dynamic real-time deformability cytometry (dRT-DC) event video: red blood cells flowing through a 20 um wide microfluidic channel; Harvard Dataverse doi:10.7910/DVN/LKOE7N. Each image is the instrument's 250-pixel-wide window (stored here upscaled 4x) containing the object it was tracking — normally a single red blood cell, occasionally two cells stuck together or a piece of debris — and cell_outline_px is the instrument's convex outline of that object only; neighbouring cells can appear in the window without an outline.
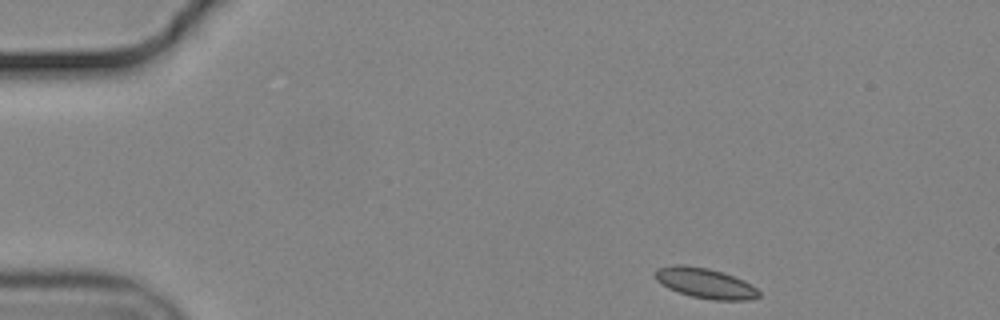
{"species": "common noctule bat (a hibernating species)", "species_latin": "Nyctalus noctula", "temperature_condition": "cold", "stored_images_in_passage": 49, "camera_frame_rate_fps": 3000, "um_per_image_px": 0.085, "animal": {"sex": "male", "body_mass_g": 19.2, "forearm_length_mm": 51.8}, "frame": {"image": 1, "passage_image": 1, "time_ms": 0.0, "image_size_px": [1000, 320], "cell_outline_px": [[760, 296], [748, 300], [712, 300], [692, 296], [668, 288], [660, 284], [656, 280], [656, 268], [676, 264], [684, 264], [708, 268], [724, 272], [744, 280], [756, 288], [760, 292]], "centroid_in_image_um": [59.95, 24.06], "position_along_channel_um": 25.1, "area_um2": 18.32}}
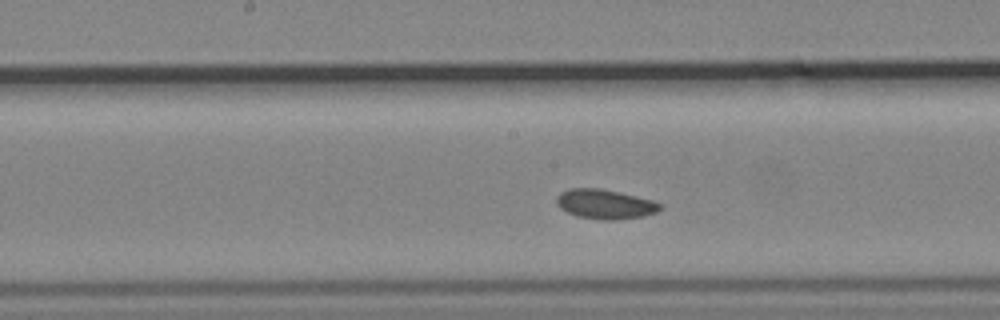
{"frame": {"image": 2, "passage_image": 22, "time_ms": 7.0, "image_size_px": [1000, 320], "cell_outline_px": [[660, 208], [656, 212], [640, 216], [612, 220], [600, 220], [576, 216], [560, 208], [556, 204], [556, 196], [560, 192], [568, 188], [600, 188], [636, 196], [652, 200], [660, 204]], "centroid_in_image_um": [51.35, 17.34], "position_along_channel_um": 196.9, "area_um2": 17.69}}
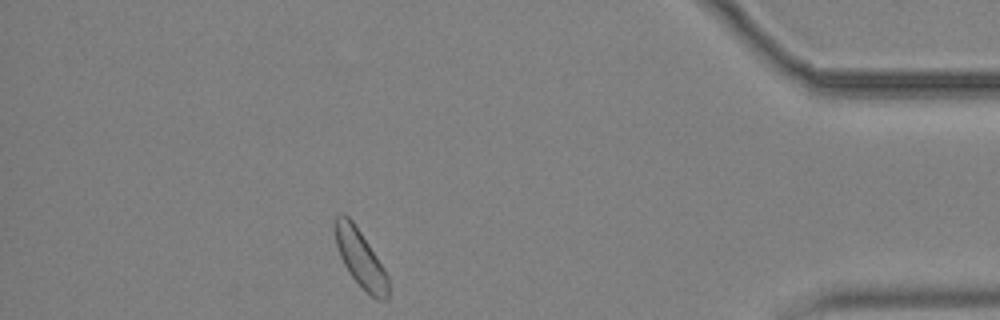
{"frame": {"image": 3, "passage_image": 43, "time_ms": 14.0, "image_size_px": [1000, 320], "cell_outline_px": [[388, 300], [376, 300], [348, 272], [340, 256], [336, 244], [332, 224], [336, 216], [340, 212], [344, 212], [352, 220], [384, 268], [388, 276]], "centroid_in_image_um": [30.6, 21.91], "position_along_channel_um": 404.6, "area_um2": 17.69}, "authors_computed_cell_mechanics": {"area_um2": 17.6868, "velocity_mm_per_s": 3.6128, "shape_relaxation_time_tau1_ms": 6.3901, "shape_relaxation_time_tau2_ms": 4.7184, "deformation_change_tau1": 0.0601, "deformation_change_tau2": 0.0888}}